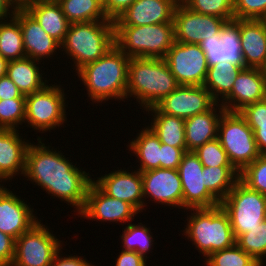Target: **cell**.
<instances>
[{
	"mask_svg": "<svg viewBox=\"0 0 266 266\" xmlns=\"http://www.w3.org/2000/svg\"><path fill=\"white\" fill-rule=\"evenodd\" d=\"M242 69L227 61L210 66L203 86L217 103H221L231 93L234 81Z\"/></svg>",
	"mask_w": 266,
	"mask_h": 266,
	"instance_id": "f546056e",
	"label": "cell"
},
{
	"mask_svg": "<svg viewBox=\"0 0 266 266\" xmlns=\"http://www.w3.org/2000/svg\"><path fill=\"white\" fill-rule=\"evenodd\" d=\"M145 127L141 126L140 130L137 129V136L129 139L127 149L128 154L135 156L136 165L129 167L138 169L140 172H145L152 169L160 168V155H161V142L159 138L150 130L146 124ZM143 127V128H142ZM142 128V129H141ZM130 151V152H129Z\"/></svg>",
	"mask_w": 266,
	"mask_h": 266,
	"instance_id": "83f0119b",
	"label": "cell"
},
{
	"mask_svg": "<svg viewBox=\"0 0 266 266\" xmlns=\"http://www.w3.org/2000/svg\"><path fill=\"white\" fill-rule=\"evenodd\" d=\"M234 18L266 20V0H234Z\"/></svg>",
	"mask_w": 266,
	"mask_h": 266,
	"instance_id": "b9f144b4",
	"label": "cell"
},
{
	"mask_svg": "<svg viewBox=\"0 0 266 266\" xmlns=\"http://www.w3.org/2000/svg\"><path fill=\"white\" fill-rule=\"evenodd\" d=\"M236 244L260 264H266V220L240 235Z\"/></svg>",
	"mask_w": 266,
	"mask_h": 266,
	"instance_id": "d590c367",
	"label": "cell"
},
{
	"mask_svg": "<svg viewBox=\"0 0 266 266\" xmlns=\"http://www.w3.org/2000/svg\"><path fill=\"white\" fill-rule=\"evenodd\" d=\"M9 61L0 55V77L6 75Z\"/></svg>",
	"mask_w": 266,
	"mask_h": 266,
	"instance_id": "f907efd6",
	"label": "cell"
},
{
	"mask_svg": "<svg viewBox=\"0 0 266 266\" xmlns=\"http://www.w3.org/2000/svg\"><path fill=\"white\" fill-rule=\"evenodd\" d=\"M218 139L230 163L239 173L260 156L254 132L239 112L225 111L222 114Z\"/></svg>",
	"mask_w": 266,
	"mask_h": 266,
	"instance_id": "ba28073f",
	"label": "cell"
},
{
	"mask_svg": "<svg viewBox=\"0 0 266 266\" xmlns=\"http://www.w3.org/2000/svg\"><path fill=\"white\" fill-rule=\"evenodd\" d=\"M239 179L250 189L266 196V155H260L241 172Z\"/></svg>",
	"mask_w": 266,
	"mask_h": 266,
	"instance_id": "ab89813d",
	"label": "cell"
},
{
	"mask_svg": "<svg viewBox=\"0 0 266 266\" xmlns=\"http://www.w3.org/2000/svg\"><path fill=\"white\" fill-rule=\"evenodd\" d=\"M130 58L114 45L104 56L80 68L75 74L86 89L87 102L101 107L109 100L126 101ZM114 100V101H113Z\"/></svg>",
	"mask_w": 266,
	"mask_h": 266,
	"instance_id": "7a4b0ae2",
	"label": "cell"
},
{
	"mask_svg": "<svg viewBox=\"0 0 266 266\" xmlns=\"http://www.w3.org/2000/svg\"><path fill=\"white\" fill-rule=\"evenodd\" d=\"M193 152L203 167H233L218 138L206 142Z\"/></svg>",
	"mask_w": 266,
	"mask_h": 266,
	"instance_id": "60d3db41",
	"label": "cell"
},
{
	"mask_svg": "<svg viewBox=\"0 0 266 266\" xmlns=\"http://www.w3.org/2000/svg\"><path fill=\"white\" fill-rule=\"evenodd\" d=\"M205 186L221 202L239 180L240 173L234 167H204Z\"/></svg>",
	"mask_w": 266,
	"mask_h": 266,
	"instance_id": "836d02e7",
	"label": "cell"
},
{
	"mask_svg": "<svg viewBox=\"0 0 266 266\" xmlns=\"http://www.w3.org/2000/svg\"><path fill=\"white\" fill-rule=\"evenodd\" d=\"M20 132L21 130L0 128V182L10 187L12 185L8 182L15 178L20 176V180H24L26 152L31 142V137L27 140V134L24 136Z\"/></svg>",
	"mask_w": 266,
	"mask_h": 266,
	"instance_id": "44dd1931",
	"label": "cell"
},
{
	"mask_svg": "<svg viewBox=\"0 0 266 266\" xmlns=\"http://www.w3.org/2000/svg\"><path fill=\"white\" fill-rule=\"evenodd\" d=\"M61 45L60 57L71 63V72L95 62L115 45L114 21L71 23ZM66 56V57H65ZM71 61V62H70ZM73 63V65H72ZM73 69V70H72Z\"/></svg>",
	"mask_w": 266,
	"mask_h": 266,
	"instance_id": "277c9868",
	"label": "cell"
},
{
	"mask_svg": "<svg viewBox=\"0 0 266 266\" xmlns=\"http://www.w3.org/2000/svg\"><path fill=\"white\" fill-rule=\"evenodd\" d=\"M266 98V72L246 67L236 77L231 93L220 103L226 111L239 112L246 105Z\"/></svg>",
	"mask_w": 266,
	"mask_h": 266,
	"instance_id": "7402d4cb",
	"label": "cell"
},
{
	"mask_svg": "<svg viewBox=\"0 0 266 266\" xmlns=\"http://www.w3.org/2000/svg\"><path fill=\"white\" fill-rule=\"evenodd\" d=\"M146 117L143 120L150 130L159 138L160 142L187 152L185 142V119L161 113L155 106L143 111ZM152 118H151V117ZM151 118V119H150ZM146 119L149 122H146ZM151 120V121H150Z\"/></svg>",
	"mask_w": 266,
	"mask_h": 266,
	"instance_id": "4316f807",
	"label": "cell"
},
{
	"mask_svg": "<svg viewBox=\"0 0 266 266\" xmlns=\"http://www.w3.org/2000/svg\"><path fill=\"white\" fill-rule=\"evenodd\" d=\"M25 9L48 35L60 44L63 42L71 23L64 15L57 0H36L28 4Z\"/></svg>",
	"mask_w": 266,
	"mask_h": 266,
	"instance_id": "f1b7e54d",
	"label": "cell"
},
{
	"mask_svg": "<svg viewBox=\"0 0 266 266\" xmlns=\"http://www.w3.org/2000/svg\"><path fill=\"white\" fill-rule=\"evenodd\" d=\"M16 192L15 188L12 191L7 185L0 186V231L15 240L42 219L37 216L33 204L31 206Z\"/></svg>",
	"mask_w": 266,
	"mask_h": 266,
	"instance_id": "e0dca14e",
	"label": "cell"
},
{
	"mask_svg": "<svg viewBox=\"0 0 266 266\" xmlns=\"http://www.w3.org/2000/svg\"><path fill=\"white\" fill-rule=\"evenodd\" d=\"M225 22L220 17L194 12L179 1L173 14L175 42L200 44L205 38L220 37Z\"/></svg>",
	"mask_w": 266,
	"mask_h": 266,
	"instance_id": "9a60e30c",
	"label": "cell"
},
{
	"mask_svg": "<svg viewBox=\"0 0 266 266\" xmlns=\"http://www.w3.org/2000/svg\"><path fill=\"white\" fill-rule=\"evenodd\" d=\"M190 10L203 14L220 17L226 21L234 18V0H181Z\"/></svg>",
	"mask_w": 266,
	"mask_h": 266,
	"instance_id": "74e56055",
	"label": "cell"
},
{
	"mask_svg": "<svg viewBox=\"0 0 266 266\" xmlns=\"http://www.w3.org/2000/svg\"><path fill=\"white\" fill-rule=\"evenodd\" d=\"M199 46L206 56L208 67L227 61L239 68H246L241 49L240 19L226 21L220 30V37L205 38Z\"/></svg>",
	"mask_w": 266,
	"mask_h": 266,
	"instance_id": "ffe728a7",
	"label": "cell"
},
{
	"mask_svg": "<svg viewBox=\"0 0 266 266\" xmlns=\"http://www.w3.org/2000/svg\"><path fill=\"white\" fill-rule=\"evenodd\" d=\"M98 1L103 5L105 0H98Z\"/></svg>",
	"mask_w": 266,
	"mask_h": 266,
	"instance_id": "f5cc1de1",
	"label": "cell"
},
{
	"mask_svg": "<svg viewBox=\"0 0 266 266\" xmlns=\"http://www.w3.org/2000/svg\"><path fill=\"white\" fill-rule=\"evenodd\" d=\"M204 266H258L260 263L246 253L237 244L212 252L205 260Z\"/></svg>",
	"mask_w": 266,
	"mask_h": 266,
	"instance_id": "8d00e7d4",
	"label": "cell"
},
{
	"mask_svg": "<svg viewBox=\"0 0 266 266\" xmlns=\"http://www.w3.org/2000/svg\"><path fill=\"white\" fill-rule=\"evenodd\" d=\"M138 214L141 215L133 205L106 195L92 182L87 191L85 206L78 217L101 224L105 222L114 225L119 222L118 225L124 227L134 222L136 216L140 217Z\"/></svg>",
	"mask_w": 266,
	"mask_h": 266,
	"instance_id": "4fadbf2b",
	"label": "cell"
},
{
	"mask_svg": "<svg viewBox=\"0 0 266 266\" xmlns=\"http://www.w3.org/2000/svg\"><path fill=\"white\" fill-rule=\"evenodd\" d=\"M109 173L93 177V183L106 195L133 205L140 213L144 211L142 174L138 169L113 167ZM120 168V169H119Z\"/></svg>",
	"mask_w": 266,
	"mask_h": 266,
	"instance_id": "2e32d148",
	"label": "cell"
},
{
	"mask_svg": "<svg viewBox=\"0 0 266 266\" xmlns=\"http://www.w3.org/2000/svg\"><path fill=\"white\" fill-rule=\"evenodd\" d=\"M14 17L20 23L26 57L46 65L50 60L61 58L58 56L61 53L60 43L48 35L25 8H17Z\"/></svg>",
	"mask_w": 266,
	"mask_h": 266,
	"instance_id": "d6986e66",
	"label": "cell"
},
{
	"mask_svg": "<svg viewBox=\"0 0 266 266\" xmlns=\"http://www.w3.org/2000/svg\"><path fill=\"white\" fill-rule=\"evenodd\" d=\"M13 98H26V96L22 95L18 87L7 75L0 77V100Z\"/></svg>",
	"mask_w": 266,
	"mask_h": 266,
	"instance_id": "c3c4849f",
	"label": "cell"
},
{
	"mask_svg": "<svg viewBox=\"0 0 266 266\" xmlns=\"http://www.w3.org/2000/svg\"><path fill=\"white\" fill-rule=\"evenodd\" d=\"M15 257V239L0 231V266H11Z\"/></svg>",
	"mask_w": 266,
	"mask_h": 266,
	"instance_id": "f6af8a7d",
	"label": "cell"
},
{
	"mask_svg": "<svg viewBox=\"0 0 266 266\" xmlns=\"http://www.w3.org/2000/svg\"><path fill=\"white\" fill-rule=\"evenodd\" d=\"M25 104L26 98L0 100V128L23 129L25 122Z\"/></svg>",
	"mask_w": 266,
	"mask_h": 266,
	"instance_id": "f35d334b",
	"label": "cell"
},
{
	"mask_svg": "<svg viewBox=\"0 0 266 266\" xmlns=\"http://www.w3.org/2000/svg\"><path fill=\"white\" fill-rule=\"evenodd\" d=\"M183 190V210L213 208L220 202L207 190L202 163L193 151L183 154L177 168Z\"/></svg>",
	"mask_w": 266,
	"mask_h": 266,
	"instance_id": "5bb4252c",
	"label": "cell"
},
{
	"mask_svg": "<svg viewBox=\"0 0 266 266\" xmlns=\"http://www.w3.org/2000/svg\"><path fill=\"white\" fill-rule=\"evenodd\" d=\"M115 45L129 58L164 59L175 42L174 23L114 26Z\"/></svg>",
	"mask_w": 266,
	"mask_h": 266,
	"instance_id": "52a82bcc",
	"label": "cell"
},
{
	"mask_svg": "<svg viewBox=\"0 0 266 266\" xmlns=\"http://www.w3.org/2000/svg\"><path fill=\"white\" fill-rule=\"evenodd\" d=\"M240 40L246 67L264 69L266 20L240 19Z\"/></svg>",
	"mask_w": 266,
	"mask_h": 266,
	"instance_id": "cb8c5ba5",
	"label": "cell"
},
{
	"mask_svg": "<svg viewBox=\"0 0 266 266\" xmlns=\"http://www.w3.org/2000/svg\"><path fill=\"white\" fill-rule=\"evenodd\" d=\"M141 174L144 212H146L148 204L151 205L150 202L157 203L156 205L160 204V207L164 205L169 209L177 208L179 212H183V190L177 169L158 168L141 172Z\"/></svg>",
	"mask_w": 266,
	"mask_h": 266,
	"instance_id": "7c38bea8",
	"label": "cell"
},
{
	"mask_svg": "<svg viewBox=\"0 0 266 266\" xmlns=\"http://www.w3.org/2000/svg\"><path fill=\"white\" fill-rule=\"evenodd\" d=\"M178 3V0H135L114 21V26L173 23V14Z\"/></svg>",
	"mask_w": 266,
	"mask_h": 266,
	"instance_id": "603a6c76",
	"label": "cell"
},
{
	"mask_svg": "<svg viewBox=\"0 0 266 266\" xmlns=\"http://www.w3.org/2000/svg\"><path fill=\"white\" fill-rule=\"evenodd\" d=\"M42 221L43 218L15 240V257L11 266H50L65 245L63 243H67Z\"/></svg>",
	"mask_w": 266,
	"mask_h": 266,
	"instance_id": "30bf717a",
	"label": "cell"
},
{
	"mask_svg": "<svg viewBox=\"0 0 266 266\" xmlns=\"http://www.w3.org/2000/svg\"><path fill=\"white\" fill-rule=\"evenodd\" d=\"M67 243L58 251L55 255L53 261L51 262L50 266H95L94 262L88 261L85 255H74L73 254H66L65 251L63 252ZM64 248V249H63Z\"/></svg>",
	"mask_w": 266,
	"mask_h": 266,
	"instance_id": "ee69618b",
	"label": "cell"
},
{
	"mask_svg": "<svg viewBox=\"0 0 266 266\" xmlns=\"http://www.w3.org/2000/svg\"><path fill=\"white\" fill-rule=\"evenodd\" d=\"M184 153L181 148L161 143L160 168L177 169Z\"/></svg>",
	"mask_w": 266,
	"mask_h": 266,
	"instance_id": "7bdbcfd3",
	"label": "cell"
},
{
	"mask_svg": "<svg viewBox=\"0 0 266 266\" xmlns=\"http://www.w3.org/2000/svg\"><path fill=\"white\" fill-rule=\"evenodd\" d=\"M135 0H105L103 11L107 18L115 21Z\"/></svg>",
	"mask_w": 266,
	"mask_h": 266,
	"instance_id": "7dc6e473",
	"label": "cell"
},
{
	"mask_svg": "<svg viewBox=\"0 0 266 266\" xmlns=\"http://www.w3.org/2000/svg\"><path fill=\"white\" fill-rule=\"evenodd\" d=\"M179 85H203L207 76L206 56L199 44L174 42L164 57Z\"/></svg>",
	"mask_w": 266,
	"mask_h": 266,
	"instance_id": "8fae6325",
	"label": "cell"
},
{
	"mask_svg": "<svg viewBox=\"0 0 266 266\" xmlns=\"http://www.w3.org/2000/svg\"><path fill=\"white\" fill-rule=\"evenodd\" d=\"M46 139L44 135H37V142H30L23 177L34 184L33 187L38 186L46 192L50 199L57 198L62 205L64 202L72 207L74 210L71 212L74 213L71 214L78 216L85 206L87 191L94 175L90 171L86 172L78 162L74 163L71 158L63 155L65 153L60 148L52 147V143L50 146L48 141L46 144Z\"/></svg>",
	"mask_w": 266,
	"mask_h": 266,
	"instance_id": "6da1fadb",
	"label": "cell"
},
{
	"mask_svg": "<svg viewBox=\"0 0 266 266\" xmlns=\"http://www.w3.org/2000/svg\"><path fill=\"white\" fill-rule=\"evenodd\" d=\"M178 86L179 83L164 59L130 58L126 102L136 99L133 103L140 106L141 112L155 106Z\"/></svg>",
	"mask_w": 266,
	"mask_h": 266,
	"instance_id": "3957f363",
	"label": "cell"
},
{
	"mask_svg": "<svg viewBox=\"0 0 266 266\" xmlns=\"http://www.w3.org/2000/svg\"><path fill=\"white\" fill-rule=\"evenodd\" d=\"M225 108L216 103L210 110L185 119L187 151H195L206 142L218 138V125Z\"/></svg>",
	"mask_w": 266,
	"mask_h": 266,
	"instance_id": "d4e9b609",
	"label": "cell"
},
{
	"mask_svg": "<svg viewBox=\"0 0 266 266\" xmlns=\"http://www.w3.org/2000/svg\"><path fill=\"white\" fill-rule=\"evenodd\" d=\"M70 23L109 20L98 0H57Z\"/></svg>",
	"mask_w": 266,
	"mask_h": 266,
	"instance_id": "d6a6232c",
	"label": "cell"
},
{
	"mask_svg": "<svg viewBox=\"0 0 266 266\" xmlns=\"http://www.w3.org/2000/svg\"><path fill=\"white\" fill-rule=\"evenodd\" d=\"M16 8H25L28 4L33 3L35 0H10Z\"/></svg>",
	"mask_w": 266,
	"mask_h": 266,
	"instance_id": "816d5d0a",
	"label": "cell"
},
{
	"mask_svg": "<svg viewBox=\"0 0 266 266\" xmlns=\"http://www.w3.org/2000/svg\"><path fill=\"white\" fill-rule=\"evenodd\" d=\"M56 81L58 84L48 83L43 89L26 96L24 127L32 128L30 132H36L35 135L66 127L69 93L65 91L68 88H64V83L59 84L61 80Z\"/></svg>",
	"mask_w": 266,
	"mask_h": 266,
	"instance_id": "8992f818",
	"label": "cell"
},
{
	"mask_svg": "<svg viewBox=\"0 0 266 266\" xmlns=\"http://www.w3.org/2000/svg\"><path fill=\"white\" fill-rule=\"evenodd\" d=\"M216 103L209 90L203 85H179L155 107L161 113L187 119L210 110Z\"/></svg>",
	"mask_w": 266,
	"mask_h": 266,
	"instance_id": "ac0fdd59",
	"label": "cell"
},
{
	"mask_svg": "<svg viewBox=\"0 0 266 266\" xmlns=\"http://www.w3.org/2000/svg\"><path fill=\"white\" fill-rule=\"evenodd\" d=\"M25 57L8 63L6 75L15 83L22 95H29L43 89L52 78L45 73V64ZM43 70V71H42ZM45 75V76H44Z\"/></svg>",
	"mask_w": 266,
	"mask_h": 266,
	"instance_id": "484cf974",
	"label": "cell"
},
{
	"mask_svg": "<svg viewBox=\"0 0 266 266\" xmlns=\"http://www.w3.org/2000/svg\"><path fill=\"white\" fill-rule=\"evenodd\" d=\"M0 55L8 61L26 57L20 23L14 16L0 20Z\"/></svg>",
	"mask_w": 266,
	"mask_h": 266,
	"instance_id": "1f68e13d",
	"label": "cell"
},
{
	"mask_svg": "<svg viewBox=\"0 0 266 266\" xmlns=\"http://www.w3.org/2000/svg\"><path fill=\"white\" fill-rule=\"evenodd\" d=\"M143 224L142 221L128 223L122 227V234L119 235L122 245L120 248L125 251H135L149 260L148 255L154 250V245L157 244L154 240L153 232L149 224ZM124 229V230H123Z\"/></svg>",
	"mask_w": 266,
	"mask_h": 266,
	"instance_id": "4dcf8cb0",
	"label": "cell"
},
{
	"mask_svg": "<svg viewBox=\"0 0 266 266\" xmlns=\"http://www.w3.org/2000/svg\"><path fill=\"white\" fill-rule=\"evenodd\" d=\"M186 211V212H185ZM186 224L180 232L192 243L202 258L212 252L230 248L236 239L228 214L219 205L213 208L186 209ZM190 214V215H189Z\"/></svg>",
	"mask_w": 266,
	"mask_h": 266,
	"instance_id": "5b68a950",
	"label": "cell"
},
{
	"mask_svg": "<svg viewBox=\"0 0 266 266\" xmlns=\"http://www.w3.org/2000/svg\"><path fill=\"white\" fill-rule=\"evenodd\" d=\"M239 113L253 130L260 155H266V98L246 105Z\"/></svg>",
	"mask_w": 266,
	"mask_h": 266,
	"instance_id": "e575fe53",
	"label": "cell"
},
{
	"mask_svg": "<svg viewBox=\"0 0 266 266\" xmlns=\"http://www.w3.org/2000/svg\"><path fill=\"white\" fill-rule=\"evenodd\" d=\"M220 206L229 216L235 239L266 220V196L250 189L240 179Z\"/></svg>",
	"mask_w": 266,
	"mask_h": 266,
	"instance_id": "9c48e42d",
	"label": "cell"
},
{
	"mask_svg": "<svg viewBox=\"0 0 266 266\" xmlns=\"http://www.w3.org/2000/svg\"><path fill=\"white\" fill-rule=\"evenodd\" d=\"M16 6L10 0H0V20L14 16Z\"/></svg>",
	"mask_w": 266,
	"mask_h": 266,
	"instance_id": "681fc988",
	"label": "cell"
},
{
	"mask_svg": "<svg viewBox=\"0 0 266 266\" xmlns=\"http://www.w3.org/2000/svg\"><path fill=\"white\" fill-rule=\"evenodd\" d=\"M115 259L114 266H149V262L151 261L135 251L125 250H121Z\"/></svg>",
	"mask_w": 266,
	"mask_h": 266,
	"instance_id": "bcb514c9",
	"label": "cell"
}]
</instances>
